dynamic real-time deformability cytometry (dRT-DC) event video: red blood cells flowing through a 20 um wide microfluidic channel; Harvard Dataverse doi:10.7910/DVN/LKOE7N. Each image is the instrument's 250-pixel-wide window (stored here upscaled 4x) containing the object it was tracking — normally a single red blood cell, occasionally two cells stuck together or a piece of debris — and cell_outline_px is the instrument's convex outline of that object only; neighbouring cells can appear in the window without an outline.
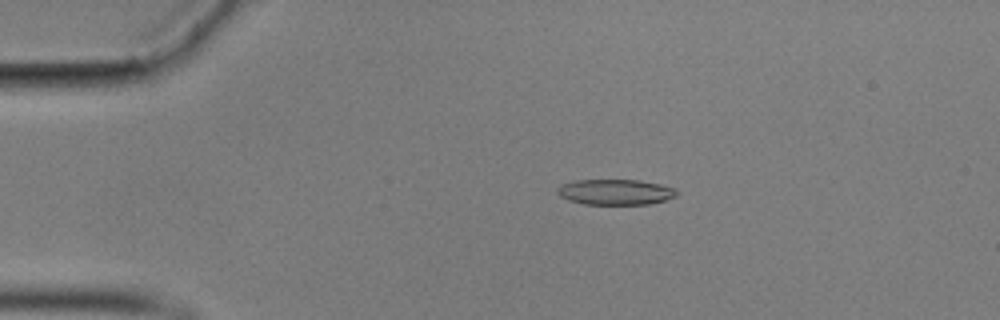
{"species": "common noctule bat (a hibernating species)", "species_latin": "Nyctalus noctula", "temperature_condition": "cold", "stored_images_in_passage": 57, "camera_frame_rate_fps": 3000, "um_per_image_px": 0.085, "animal": {"sex": "male", "body_mass_g": 17.9}, "frame": {"image": 1, "passage_image": 12, "time_ms": 3.667, "image_size_px": [1000, 320], "cell_outline_px": [[680, 192], [676, 196], [664, 200], [648, 204], [584, 204], [568, 200], [560, 196], [556, 192], [556, 188], [560, 184], [576, 180], [640, 180], [660, 184], [676, 188]], "centroid_in_image_um": [52.3, 16.31], "position_along_channel_um": 32.7, "area_um2": 17.92}}
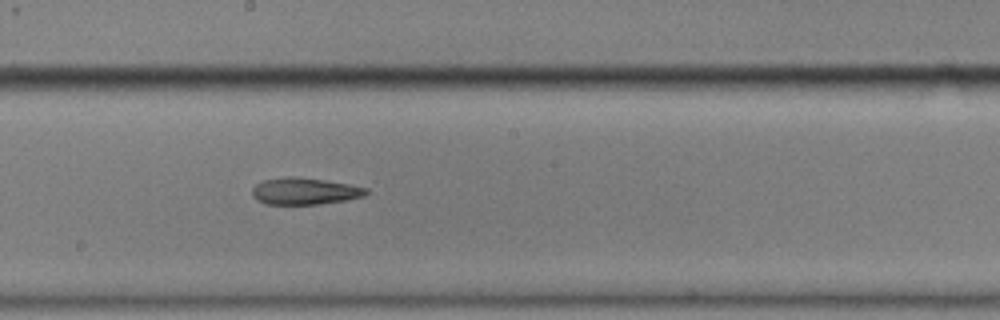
{"frame": {"image": 2, "passage_image": 32, "time_ms": 10.333, "image_size_px": [1000, 320], "cell_outline_px": [[368, 192], [364, 196], [344, 200], [320, 204], [264, 204], [256, 200], [252, 196], [252, 188], [256, 184], [264, 180], [324, 180], [352, 184], [368, 188]], "centroid_in_image_um": [25.94, 16.31], "position_along_channel_um": 222.3, "area_um2": 16.94}}
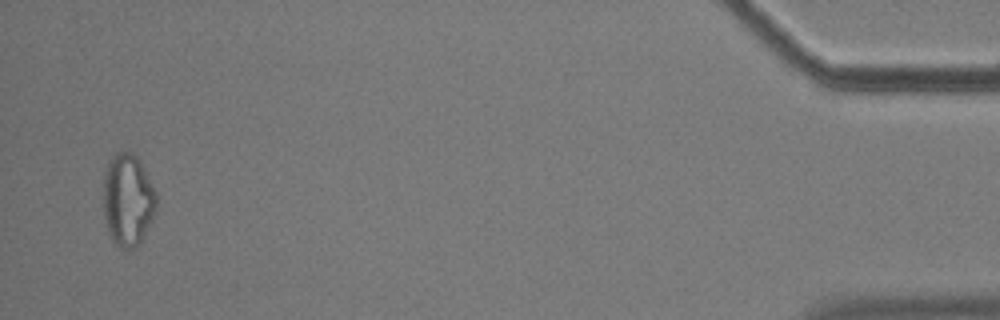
{"frame": {"image": 3, "passage_image": 56, "time_ms": 18.333, "image_size_px": [1000, 320], "cell_outline_px": [[156, 212], [152, 220], [140, 240], [132, 248], [120, 248], [112, 240], [108, 232], [104, 220], [104, 172], [112, 152], [132, 152], [140, 160], [156, 192]], "centroid_in_image_um": [10.85, 16.95], "position_along_channel_um": 424.4, "area_um2": 28.55}}